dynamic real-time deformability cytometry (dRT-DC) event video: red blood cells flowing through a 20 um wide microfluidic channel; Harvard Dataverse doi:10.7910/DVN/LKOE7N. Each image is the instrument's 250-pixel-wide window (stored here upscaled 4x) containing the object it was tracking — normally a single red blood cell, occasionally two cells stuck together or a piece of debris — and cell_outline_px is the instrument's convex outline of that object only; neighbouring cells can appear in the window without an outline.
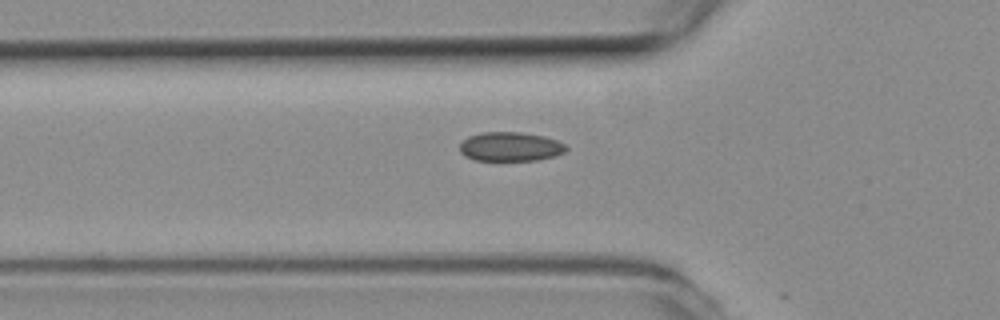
{"species": "common noctule bat (a hibernating species)", "species_latin": "Nyctalus noctula", "temperature_condition": "room temperature", "stored_images_in_passage": 3, "camera_frame_rate_fps": 3000, "um_per_image_px": 0.085, "animal": {"sex": "female", "body_mass_g": 19.3, "forearm_length_mm": 54.1}, "frame": {"image": 1, "passage_image": 2, "time_ms": 0.333, "image_size_px": [1000, 320], "cell_outline_px": [[568, 148], [564, 152], [556, 156], [540, 160], [476, 160], [464, 156], [460, 152], [460, 144], [468, 136], [484, 132], [520, 132], [544, 136], [556, 140], [564, 144]], "centroid_in_image_um": [43.39, 12.47], "position_along_channel_um": 82.4, "area_um2": 18.09}}